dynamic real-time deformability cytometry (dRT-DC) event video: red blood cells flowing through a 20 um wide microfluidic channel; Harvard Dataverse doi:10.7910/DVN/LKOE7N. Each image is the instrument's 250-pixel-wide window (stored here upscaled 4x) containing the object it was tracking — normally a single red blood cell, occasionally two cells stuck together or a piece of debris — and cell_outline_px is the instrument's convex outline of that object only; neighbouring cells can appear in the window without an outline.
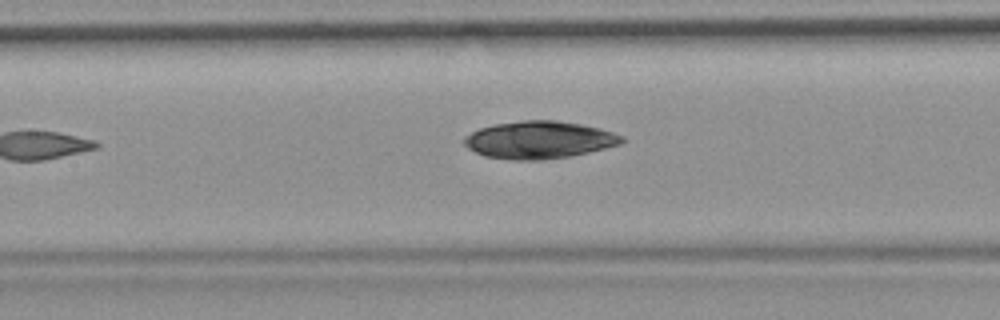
{"species": "common noctule bat (a hibernating species)", "species_latin": "Nyctalus noctula", "temperature_condition": "room temperature", "stored_images_in_passage": 6, "camera_frame_rate_fps": 3000, "um_per_image_px": 0.085, "animal": {"sex": "female", "body_mass_g": 19.9}, "frame": {"image": 1, "passage_image": 5, "time_ms": 5.333, "image_size_px": [1000, 320], "cell_outline_px": [[624, 140], [620, 144], [588, 152], [568, 156], [540, 160], [516, 160], [484, 156], [468, 148], [464, 144], [464, 136], [480, 128], [496, 124], [520, 120], [556, 120], [580, 124], [600, 128], [624, 136]], "centroid_in_image_um": [45.82, 11.88], "position_along_channel_um": 161.6, "area_um2": 34.16}}